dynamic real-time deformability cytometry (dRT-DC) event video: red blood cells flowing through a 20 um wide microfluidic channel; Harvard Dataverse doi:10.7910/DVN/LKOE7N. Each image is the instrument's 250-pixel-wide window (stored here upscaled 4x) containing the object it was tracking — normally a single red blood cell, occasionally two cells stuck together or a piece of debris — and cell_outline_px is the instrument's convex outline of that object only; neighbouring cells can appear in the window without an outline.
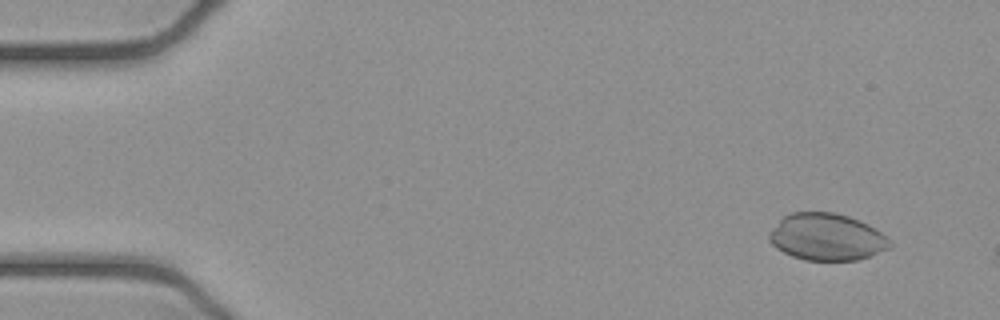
{"species": "common noctule bat (a hibernating species)", "species_latin": "Nyctalus noctula", "temperature_condition": "cold", "stored_images_in_passage": 10, "camera_frame_rate_fps": 3000, "um_per_image_px": 0.085, "animal": {"sex": "female", "body_mass_g": 21.9}, "frame": {"image": 1, "passage_image": 4, "time_ms": 1.0, "image_size_px": [1000, 320], "cell_outline_px": [[892, 248], [856, 260], [804, 260], [792, 256], [776, 248], [768, 240], [768, 232], [784, 216], [792, 212], [832, 212], [848, 216], [860, 220], [876, 228], [892, 244]], "centroid_in_image_um": [70.26, 20.14], "position_along_channel_um": 14.7, "area_um2": 33.0}}